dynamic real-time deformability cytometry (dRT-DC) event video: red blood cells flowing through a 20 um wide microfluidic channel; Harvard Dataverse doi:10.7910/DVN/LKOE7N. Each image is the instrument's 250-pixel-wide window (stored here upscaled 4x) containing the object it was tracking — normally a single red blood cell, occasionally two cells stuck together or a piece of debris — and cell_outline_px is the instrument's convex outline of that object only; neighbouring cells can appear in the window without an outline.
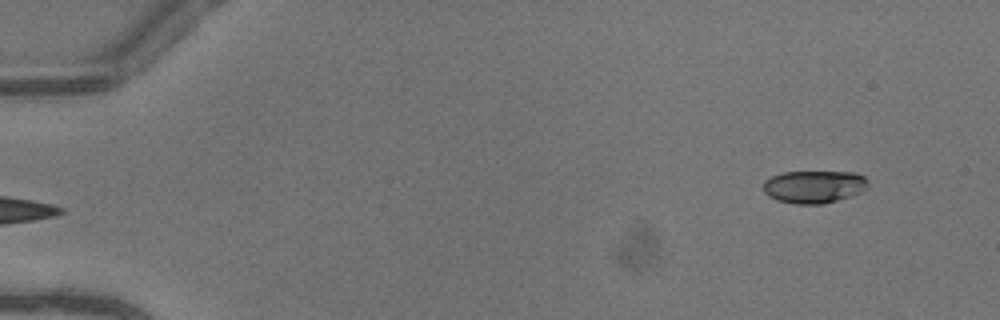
{"species": "common noctule bat (a hibernating species)", "species_latin": "Nyctalus noctula", "temperature_condition": "warm", "stored_images_in_passage": 48, "camera_frame_rate_fps": 3000, "um_per_image_px": 0.085, "animal": {"sex": "female"}, "frame": {"image": 1, "passage_image": 1, "time_ms": 0.0, "image_size_px": [1000, 320], "cell_outline_px": [[868, 188], [860, 192], [824, 204], [796, 204], [776, 200], [768, 196], [764, 192], [764, 180], [772, 176], [784, 172], [856, 172], [864, 176], [868, 180]], "centroid_in_image_um": [69.19, 15.87], "position_along_channel_um": 15.8, "area_um2": 19.94}}
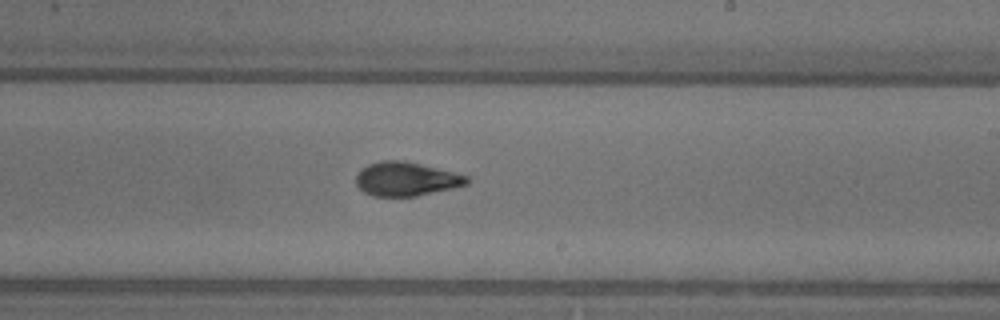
{"frame": {"image": 2, "passage_image": 28, "time_ms": 9.0, "image_size_px": [1000, 320], "cell_outline_px": [[468, 184], [452, 188], [416, 196], [372, 196], [364, 192], [356, 184], [356, 176], [360, 168], [368, 164], [380, 160], [404, 160], [468, 176]], "centroid_in_image_um": [34.47, 15.21], "position_along_channel_um": 254.5, "area_um2": 21.79}}
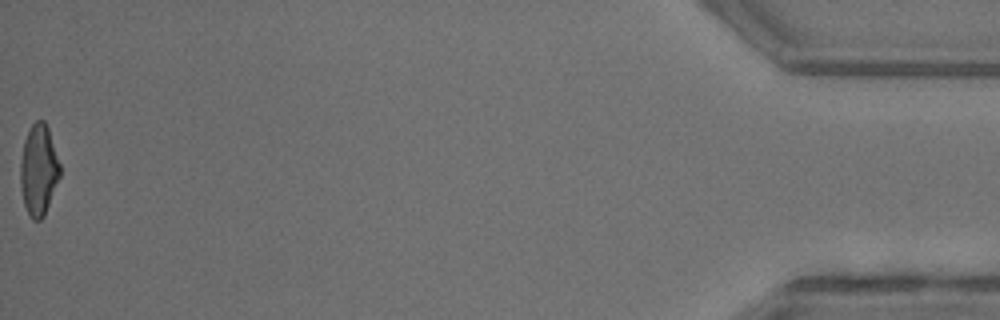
{"frame": {"image": 3, "passage_image": 48, "time_ms": 15.667, "image_size_px": [1000, 320], "cell_outline_px": [[60, 176], [44, 216], [40, 220], [32, 220], [24, 204], [20, 188], [20, 164], [24, 140], [32, 124], [36, 120], [44, 120], [48, 128], [60, 164]], "centroid_in_image_um": [3.28, 14.45], "position_along_channel_um": 431.9, "area_um2": 20.87}, "authors_computed_cell_mechanics": {"area_um2": 21.3282, "velocity_mm_per_s": 4.1172, "shape_relaxation_time_tau1_ms": 3.0053, "shape_relaxation_time_tau2_ms": 1.8808, "deformation_change_tau1": 0.1598, "deformation_change_tau2": 0.0863}}